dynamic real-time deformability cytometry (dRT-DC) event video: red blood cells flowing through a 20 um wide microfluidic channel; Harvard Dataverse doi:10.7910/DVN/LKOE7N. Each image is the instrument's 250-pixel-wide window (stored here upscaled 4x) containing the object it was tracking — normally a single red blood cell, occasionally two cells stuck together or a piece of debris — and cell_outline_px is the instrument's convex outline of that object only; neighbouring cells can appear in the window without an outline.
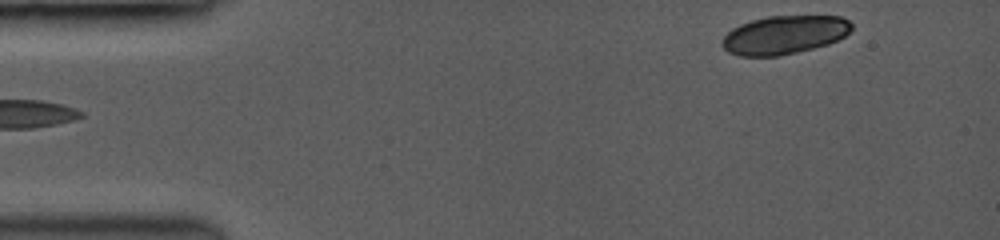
{"species": "common noctule bat (a hibernating species)", "species_latin": "Nyctalus noctula", "temperature_condition": "room temperature", "stored_images_in_passage": 15, "camera_frame_rate_fps": 3500, "um_per_image_px": 0.085, "animal": {"sex": "female", "body_mass_g": 19.0, "forearm_length_mm": 53.3}, "frame": {"image": 1, "passage_image": 1, "time_ms": 0.0, "image_size_px": [1000, 240], "cell_outline_px": [[852, 28], [844, 36], [828, 44], [796, 52], [776, 56], [740, 56], [728, 52], [724, 48], [724, 36], [732, 28], [740, 24], [752, 20], [768, 16], [840, 16], [848, 20], [852, 24]], "centroid_in_image_um": [66.67, 2.95], "position_along_channel_um": 18.3, "area_um2": 28.73}}